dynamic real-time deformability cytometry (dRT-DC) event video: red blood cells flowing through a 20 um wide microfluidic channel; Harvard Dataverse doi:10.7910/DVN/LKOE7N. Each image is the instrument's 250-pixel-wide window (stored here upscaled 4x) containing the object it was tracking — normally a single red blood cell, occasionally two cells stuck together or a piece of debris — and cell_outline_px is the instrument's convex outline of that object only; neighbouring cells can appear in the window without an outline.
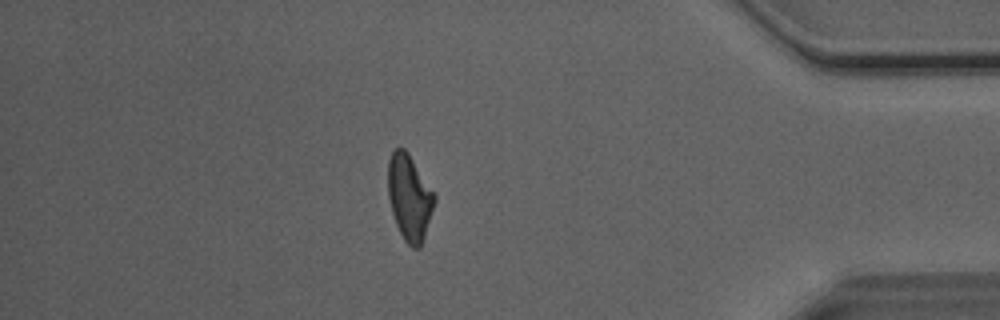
{"species": "Egyptian fruit bat (a non-hibernating species)", "species_latin": "Rousettus aegyptiacus", "temperature_condition": "room temperature", "stored_images_in_passage": 34, "camera_frame_rate_fps": 3000, "um_per_image_px": 0.085, "animal": {"sex": "male"}, "frame": {"image": 1, "passage_image": 33, "time_ms": 10.667, "image_size_px": [1000, 320], "cell_outline_px": [[436, 200], [420, 248], [412, 248], [404, 240], [396, 224], [392, 212], [388, 196], [388, 160], [392, 152], [396, 148], [404, 148], [408, 152], [436, 196]], "centroid_in_image_um": [34.79, 16.78], "position_along_channel_um": 400.4, "area_um2": 23.0}}